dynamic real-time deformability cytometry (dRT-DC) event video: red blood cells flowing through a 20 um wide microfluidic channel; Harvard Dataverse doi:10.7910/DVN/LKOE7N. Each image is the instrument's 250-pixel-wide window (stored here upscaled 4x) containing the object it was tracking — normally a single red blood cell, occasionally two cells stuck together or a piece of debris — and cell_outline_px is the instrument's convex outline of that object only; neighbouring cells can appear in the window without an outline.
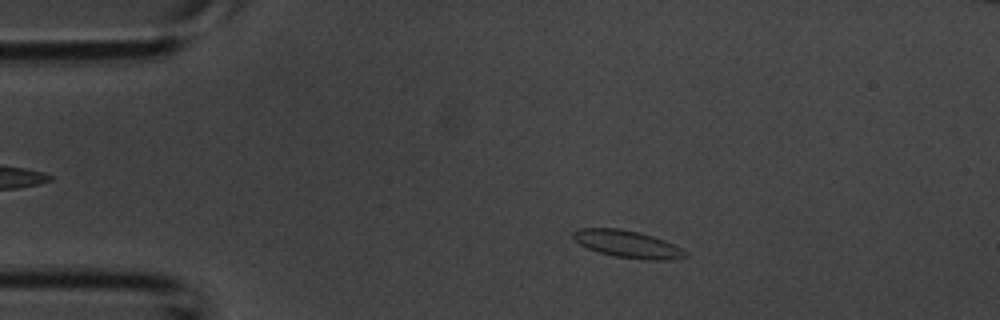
{"species": "common noctule bat (a hibernating species)", "species_latin": "Nyctalus noctula", "temperature_condition": "room temperature", "stored_images_in_passage": 37, "camera_frame_rate_fps": 3000, "um_per_image_px": 0.085, "animal": {"sex": "male", "body_mass_g": 20.1, "forearm_length_mm": 53.5}, "frame": {"image": 1, "passage_image": 2, "time_ms": 0.333, "image_size_px": [1000, 320], "cell_outline_px": [[688, 256], [668, 260], [644, 260], [612, 256], [588, 248], [572, 240], [572, 232], [580, 228], [620, 228], [640, 232], [664, 240], [688, 252]], "centroid_in_image_um": [53.32, 20.75], "position_along_channel_um": 31.7, "area_um2": 17.92}}
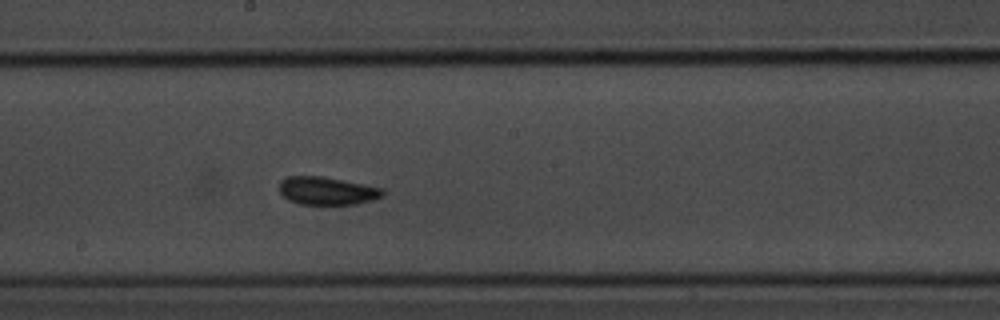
{"frame": {"image": 2, "passage_image": 17, "time_ms": 5.333, "image_size_px": [1000, 320], "cell_outline_px": [[384, 196], [372, 200], [356, 204], [300, 204], [288, 200], [280, 192], [280, 180], [288, 176], [324, 176], [384, 188]], "centroid_in_image_um": [27.82, 16.21], "position_along_channel_um": 220.4, "area_um2": 16.94}}
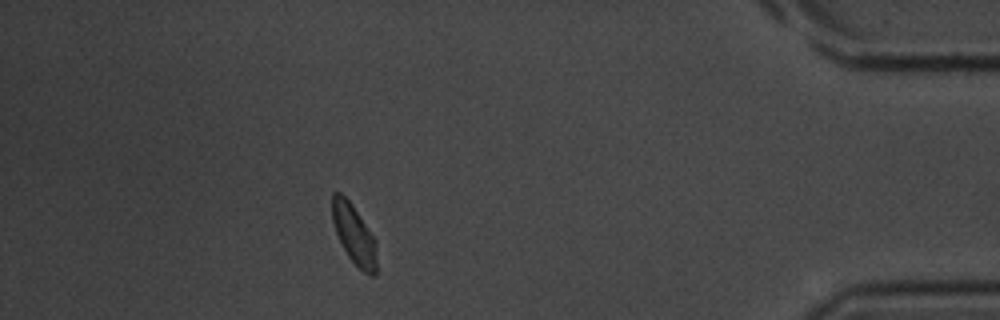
{"frame": {"image": 3, "passage_image": 32, "time_ms": 10.333, "image_size_px": [1000, 320], "cell_outline_px": [[376, 276], [372, 276], [364, 272], [348, 256], [336, 232], [332, 220], [332, 192], [340, 192], [352, 204], [376, 240]], "centroid_in_image_um": [30.1, 19.91], "position_along_channel_um": 405.1, "area_um2": 15.26}}